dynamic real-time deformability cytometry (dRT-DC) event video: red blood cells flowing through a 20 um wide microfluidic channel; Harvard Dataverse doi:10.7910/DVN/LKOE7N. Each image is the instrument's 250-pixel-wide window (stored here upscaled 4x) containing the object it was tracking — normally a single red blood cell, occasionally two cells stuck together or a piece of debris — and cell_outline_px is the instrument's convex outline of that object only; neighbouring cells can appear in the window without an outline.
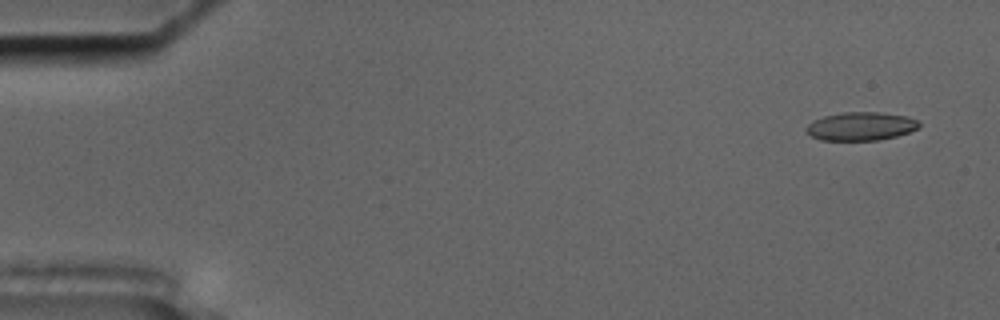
{"species": "common noctule bat (a hibernating species)", "species_latin": "Nyctalus noctula", "temperature_condition": "cold", "stored_images_in_passage": 56, "camera_frame_rate_fps": 3000, "um_per_image_px": 0.085, "animal": {"sex": "male", "body_mass_g": 17.5, "forearm_length_mm": 52.3}, "frame": {"image": 1, "passage_image": 3, "time_ms": 0.667, "image_size_px": [1000, 320], "cell_outline_px": [[920, 128], [896, 136], [880, 140], [820, 140], [812, 136], [804, 128], [812, 120], [824, 116], [844, 112], [880, 112], [908, 116], [916, 120], [920, 124]], "centroid_in_image_um": [73.17, 10.73], "position_along_channel_um": 11.8, "area_um2": 18.73}}
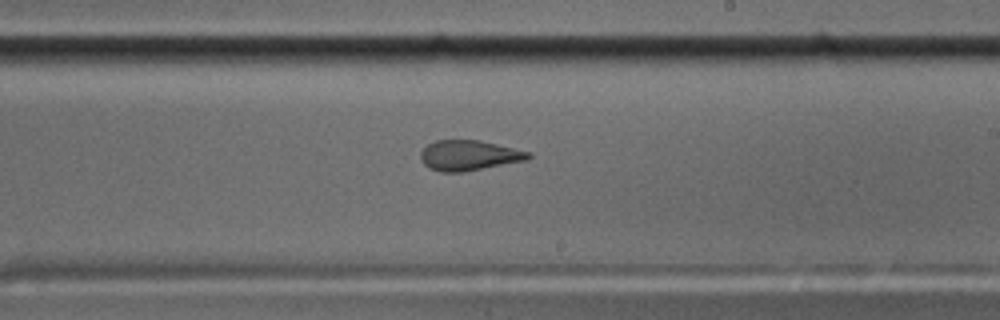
{"frame": {"image": 2, "passage_image": 33, "time_ms": 10.667, "image_size_px": [1000, 320], "cell_outline_px": [[532, 156], [528, 160], [464, 172], [440, 172], [428, 168], [420, 160], [420, 152], [428, 144], [436, 140], [480, 140], [532, 152]], "centroid_in_image_um": [39.87, 13.21], "position_along_channel_um": 249.1, "area_um2": 19.25}}
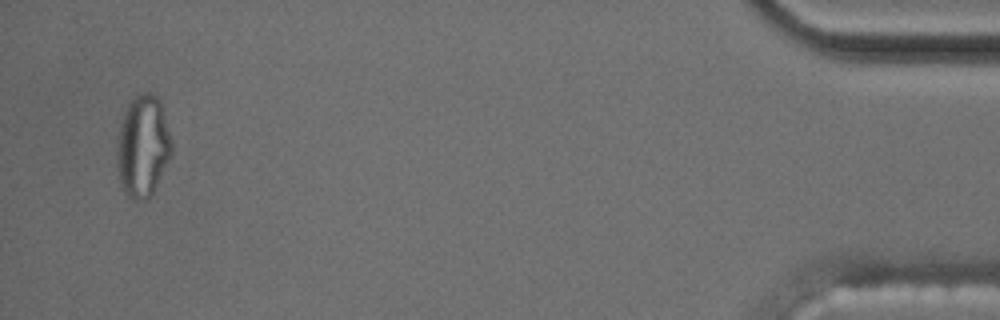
{"frame": {"image": 3, "passage_image": 54, "time_ms": 17.667, "image_size_px": [1000, 320], "cell_outline_px": [[172, 156], [148, 200], [132, 200], [120, 188], [116, 164], [116, 136], [124, 112], [128, 104], [136, 92], [148, 92], [156, 96], [160, 100], [172, 140]], "centroid_in_image_um": [12.11, 12.43], "position_along_channel_um": 423.1, "area_um2": 33.29}, "authors_computed_cell_mechanics": {"area_um2": 19.3919, "velocity_mm_per_s": 3.6204, "shape_relaxation_time_tau1_ms": null, "shape_relaxation_time_tau2_ms": 1.2606, "deformation_change_tau1": null, "deformation_change_tau2": 0.0926}}